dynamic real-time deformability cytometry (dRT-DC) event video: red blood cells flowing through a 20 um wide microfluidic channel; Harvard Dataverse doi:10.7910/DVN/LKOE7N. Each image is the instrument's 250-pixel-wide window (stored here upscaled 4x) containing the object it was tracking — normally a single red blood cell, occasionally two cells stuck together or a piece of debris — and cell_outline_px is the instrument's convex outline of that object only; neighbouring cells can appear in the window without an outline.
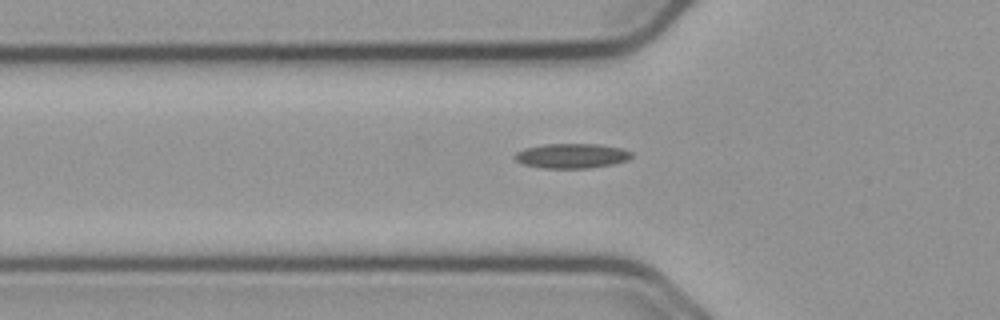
{"species": "common noctule bat (a hibernating species)", "species_latin": "Nyctalus noctula", "temperature_condition": "cold", "stored_images_in_passage": 35, "camera_frame_rate_fps": 3000, "um_per_image_px": 0.085, "animal": {"sex": "male", "body_mass_g": 23.1, "forearm_length_mm": 52.7}, "frame": {"image": 1, "passage_image": 3, "time_ms": 0.667, "image_size_px": [1000, 320], "cell_outline_px": [[632, 156], [628, 160], [612, 164], [588, 168], [540, 168], [524, 164], [516, 160], [512, 156], [516, 152], [524, 148], [544, 144], [596, 144], [624, 148], [632, 152]], "centroid_in_image_um": [48.59, 13.24], "position_along_channel_um": 77.2, "area_um2": 16.94}}
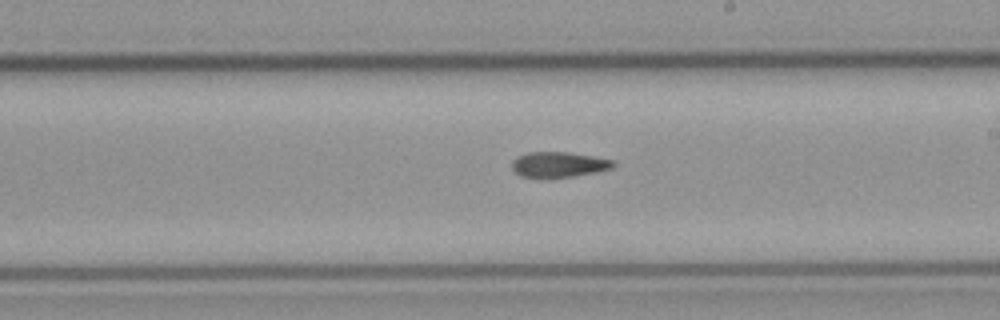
{"frame": {"image": 2, "passage_image": 16, "time_ms": 5.0, "image_size_px": [1000, 320], "cell_outline_px": [[616, 164], [612, 168], [596, 172], [548, 180], [540, 180], [520, 176], [512, 172], [512, 160], [528, 152], [568, 152], [592, 156], [612, 160]], "centroid_in_image_um": [47.42, 14.03], "position_along_channel_um": 241.6, "area_um2": 15.49}}
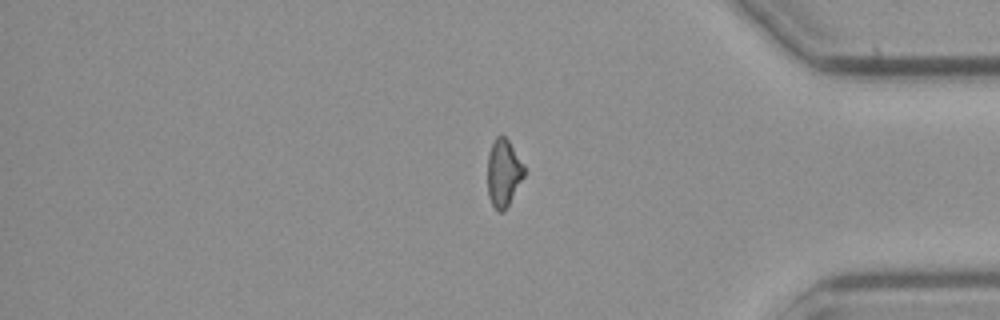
{"frame": {"image": 3, "passage_image": 30, "time_ms": 9.667, "image_size_px": [1000, 320], "cell_outline_px": [[528, 172], [504, 212], [496, 212], [488, 196], [488, 156], [492, 144], [496, 136], [504, 136], [508, 140], [524, 164]], "centroid_in_image_um": [42.83, 14.74], "position_along_channel_um": 392.4, "area_um2": 14.68}}